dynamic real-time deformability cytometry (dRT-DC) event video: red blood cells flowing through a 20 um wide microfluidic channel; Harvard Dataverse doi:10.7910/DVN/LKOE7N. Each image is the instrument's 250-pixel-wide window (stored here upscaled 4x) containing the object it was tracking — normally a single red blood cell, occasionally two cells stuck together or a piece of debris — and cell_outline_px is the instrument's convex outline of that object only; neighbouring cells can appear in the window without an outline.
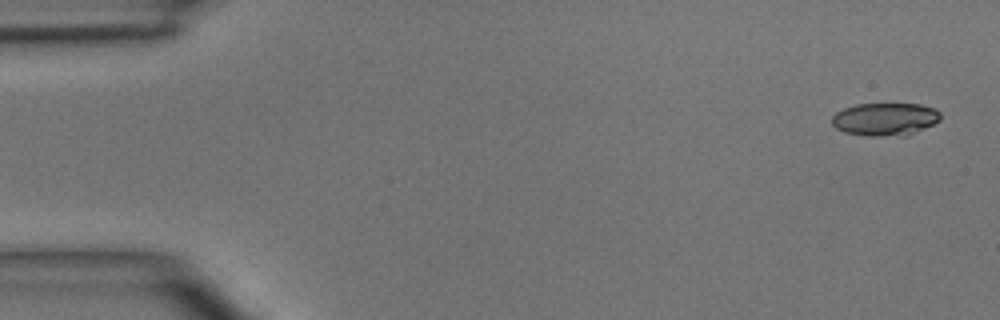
{"species": "common noctule bat (a hibernating species)", "species_latin": "Nyctalus noctula", "temperature_condition": "room temperature", "stored_images_in_passage": 6, "camera_frame_rate_fps": 3000, "um_per_image_px": 0.085, "animal": {"sex": "male", "body_mass_g": 15.6}, "frame": {"image": 1, "passage_image": 1, "time_ms": 0.0, "image_size_px": [1000, 320], "cell_outline_px": [[940, 120], [908, 136], [868, 136], [844, 132], [836, 128], [832, 124], [832, 116], [836, 112], [844, 108], [856, 104], [920, 104], [932, 108], [940, 112]], "centroid_in_image_um": [75.21, 10.14], "position_along_channel_um": 9.8, "area_um2": 20.81}}
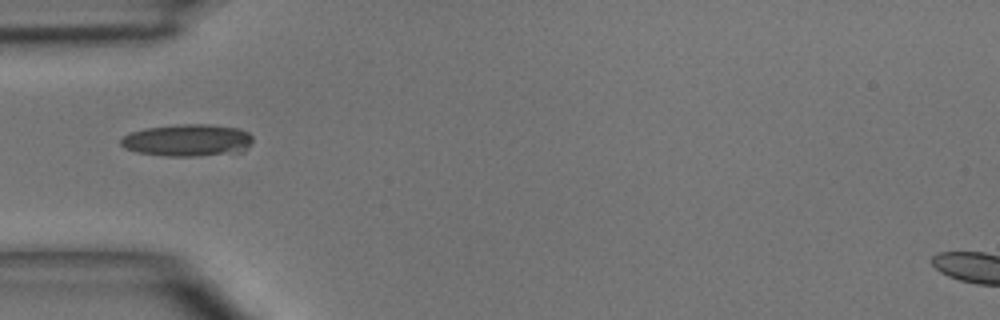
{"frame": {"image": 2, "passage_image": 4, "time_ms": 4.333, "image_size_px": [1000, 320], "cell_outline_px": [[252, 144], [244, 152], [196, 156], [168, 156], [140, 152], [124, 148], [120, 144], [120, 140], [124, 136], [132, 132], [144, 128], [180, 124], [208, 124], [240, 128], [248, 132], [252, 136]], "centroid_in_image_um": [16.0, 11.92], "position_along_channel_um": 69.0, "area_um2": 24.85}}